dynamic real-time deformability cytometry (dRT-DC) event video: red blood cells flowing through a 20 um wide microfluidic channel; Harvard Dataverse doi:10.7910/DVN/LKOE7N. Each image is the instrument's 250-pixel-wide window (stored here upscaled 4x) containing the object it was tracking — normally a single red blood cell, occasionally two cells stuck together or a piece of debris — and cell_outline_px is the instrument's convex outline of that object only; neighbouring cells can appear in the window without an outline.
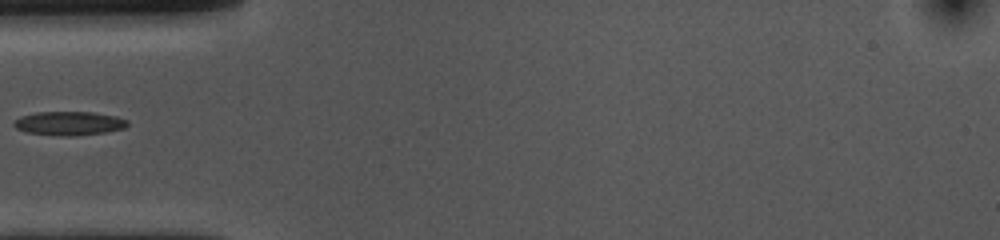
{"species": "common noctule bat (a hibernating species)", "species_latin": "Nyctalus noctula", "temperature_condition": "cold", "stored_images_in_passage": 33, "camera_frame_rate_fps": 3000, "um_per_image_px": 0.085, "animal": {"sex": "female", "body_mass_g": 10.0, "forearm_length_mm": 53.1}, "frame": {"image": 1, "passage_image": 1, "time_ms": 0.0, "image_size_px": [1000, 240], "cell_outline_px": [[128, 124], [124, 128], [104, 132], [68, 136], [60, 136], [28, 132], [16, 128], [12, 124], [20, 116], [36, 112], [92, 112], [116, 116], [128, 120]], "centroid_in_image_um": [5.86, 10.47], "position_along_channel_um": 79.1, "area_um2": 15.61}}
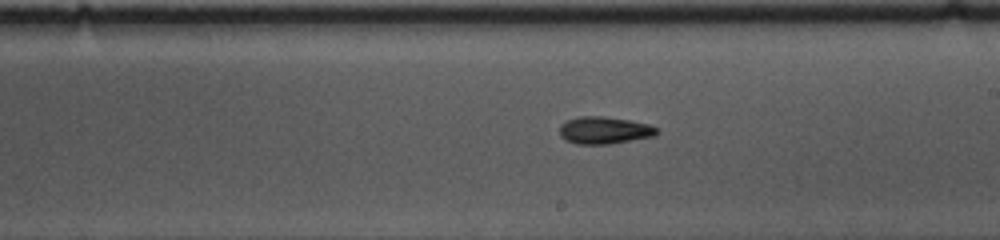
{"frame": {"image": 2, "passage_image": 14, "time_ms": 4.333, "image_size_px": [1000, 240], "cell_outline_px": [[660, 132], [656, 136], [608, 144], [576, 144], [564, 140], [560, 136], [560, 124], [568, 120], [580, 116], [604, 116], [628, 120], [648, 124], [656, 128]], "centroid_in_image_um": [51.36, 11.08], "position_along_channel_um": 237.6, "area_um2": 15.49}}
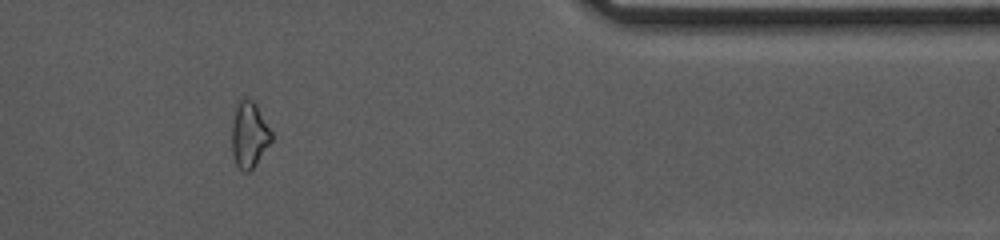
{"frame": {"image": 3, "passage_image": 29, "time_ms": 9.333, "image_size_px": [1000, 240], "cell_outline_px": [[272, 140], [256, 164], [248, 172], [244, 172], [236, 164], [232, 152], [232, 120], [236, 100], [240, 96], [244, 96], [252, 100], [256, 104], [272, 132]], "centroid_in_image_um": [21.16, 11.38], "position_along_channel_um": 390.2, "area_um2": 15.49}}